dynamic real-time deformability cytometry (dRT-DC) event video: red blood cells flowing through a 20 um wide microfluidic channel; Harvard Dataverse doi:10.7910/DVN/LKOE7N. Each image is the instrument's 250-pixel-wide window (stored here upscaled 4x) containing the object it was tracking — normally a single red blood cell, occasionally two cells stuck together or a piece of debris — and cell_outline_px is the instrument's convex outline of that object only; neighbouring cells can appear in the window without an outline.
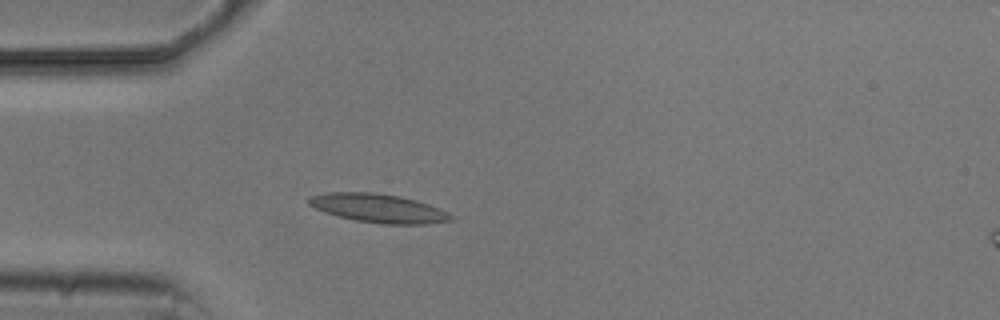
{"species": "common noctule bat (a hibernating species)", "species_latin": "Nyctalus noctula", "temperature_condition": "cold", "stored_images_in_passage": 3, "camera_frame_rate_fps": 3000, "um_per_image_px": 0.085, "animal": {"sex": "male", "body_mass_g": 20.5, "forearm_length_mm": 52.5}, "frame": {"image": 1, "passage_image": 3, "time_ms": 3.333, "image_size_px": [1000, 320], "cell_outline_px": [[452, 220], [424, 224], [380, 224], [356, 220], [324, 212], [308, 204], [308, 200], [312, 196], [328, 192], [372, 192], [400, 196], [416, 200], [428, 204], [448, 212], [452, 216]], "centroid_in_image_um": [32.17, 17.7], "position_along_channel_um": 52.8, "area_um2": 23.52}}